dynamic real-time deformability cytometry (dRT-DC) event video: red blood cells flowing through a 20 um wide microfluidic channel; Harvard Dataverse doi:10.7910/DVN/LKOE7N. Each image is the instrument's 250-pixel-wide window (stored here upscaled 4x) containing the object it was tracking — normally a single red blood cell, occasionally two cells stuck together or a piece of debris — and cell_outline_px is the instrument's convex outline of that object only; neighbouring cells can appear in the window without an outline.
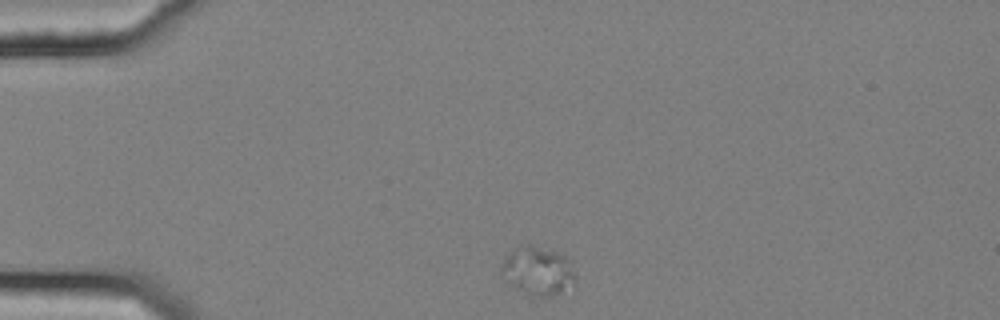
{"species": "common noctule bat (a hibernating species)", "species_latin": "Nyctalus noctula", "temperature_condition": "cold", "stored_images_in_passage": 45, "camera_frame_rate_fps": 3000, "um_per_image_px": 0.085, "animal": {"sex": "female", "body_mass_g": 25.1}, "frame": {"image": 1, "passage_image": 1, "time_ms": 0.0, "image_size_px": [1000, 320], "cell_outline_px": [[576, 288], [552, 296], [528, 296], [516, 288], [500, 272], [500, 268], [504, 260], [512, 252], [524, 244], [532, 244], [556, 252], [568, 260], [572, 268], [576, 280]], "centroid_in_image_um": [45.77, 23.07], "position_along_channel_um": 39.2, "area_um2": 20.87}}
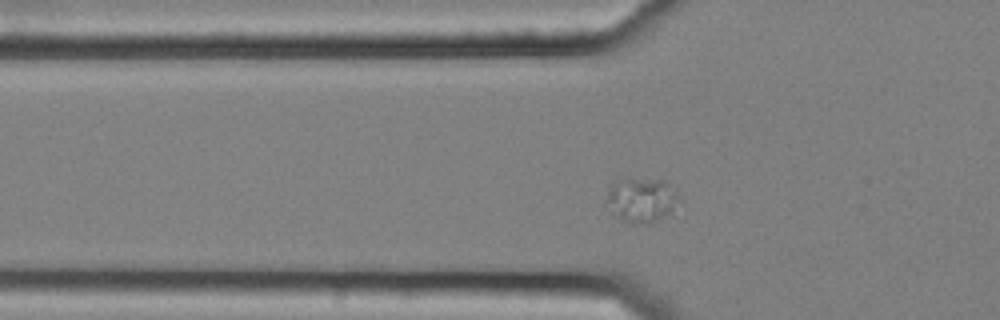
{"frame": {"image": 2, "passage_image": 7, "time_ms": 2.0, "image_size_px": [1000, 320], "cell_outline_px": [[680, 196], [672, 212], [656, 220], [644, 224], [632, 224], [616, 216], [612, 212], [608, 200], [608, 192], [612, 184], [628, 180], [664, 180], [676, 188]], "centroid_in_image_um": [54.6, 17.02], "position_along_channel_um": 71.2, "area_um2": 18.21}}
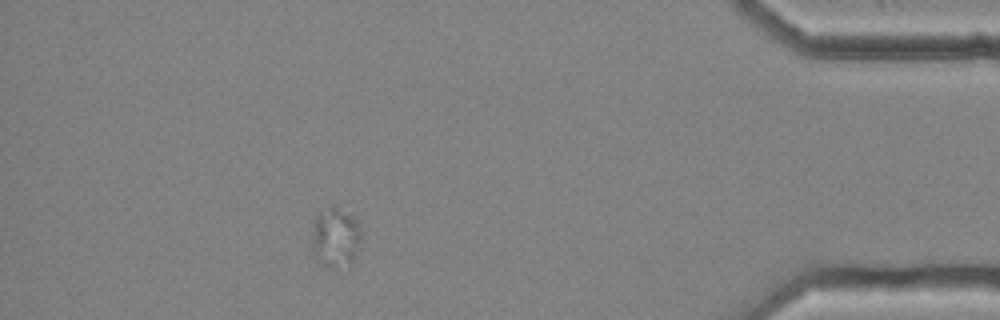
{"frame": {"image": 3, "passage_image": 39, "time_ms": 12.667, "image_size_px": [1000, 320], "cell_outline_px": [[360, 248], [356, 256], [348, 264], [332, 268], [328, 268], [312, 252], [312, 236], [316, 216], [320, 212], [332, 204], [336, 204], [352, 212], [360, 228]], "centroid_in_image_um": [28.55, 20.11], "position_along_channel_um": 406.7, "area_um2": 17.46}}